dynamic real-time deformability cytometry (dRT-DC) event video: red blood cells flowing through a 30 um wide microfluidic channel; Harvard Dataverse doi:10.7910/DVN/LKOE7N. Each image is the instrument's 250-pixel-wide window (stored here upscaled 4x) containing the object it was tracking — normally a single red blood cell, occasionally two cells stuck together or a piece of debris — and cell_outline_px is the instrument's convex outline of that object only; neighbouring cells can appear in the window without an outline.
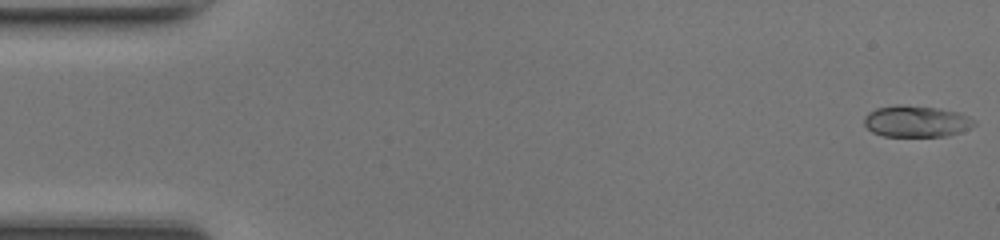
{"species": "common noctule bat (a hibernating species)", "species_latin": "Nyctalus noctula", "temperature_condition": "room temperature", "stored_images_in_passage": 43, "camera_frame_rate_fps": 3000, "um_per_image_px": 0.085, "animal": {"sex": "female", "body_mass_g": 17.0, "forearm_length_mm": 48.0}, "frame": {"image": 1, "passage_image": 1, "time_ms": 0.0, "image_size_px": [1000, 240], "cell_outline_px": [[976, 124], [972, 128], [948, 136], [884, 136], [872, 132], [864, 124], [864, 116], [868, 112], [876, 108], [896, 104], [900, 104], [940, 108], [960, 112], [976, 120]], "centroid_in_image_um": [77.91, 10.3], "position_along_channel_um": 7.1, "area_um2": 20.52}}
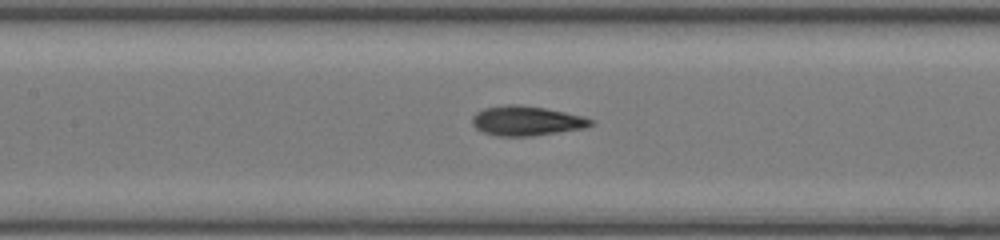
{"frame": {"image": 2, "passage_image": 22, "time_ms": 7.0, "image_size_px": [1000, 240], "cell_outline_px": [[596, 120], [592, 124], [584, 128], [532, 136], [496, 136], [484, 132], [476, 128], [472, 124], [472, 116], [476, 112], [484, 108], [508, 104], [520, 104], [544, 108], [584, 116]], "centroid_in_image_um": [44.74, 10.26], "position_along_channel_um": 162.7, "area_um2": 20.52}}
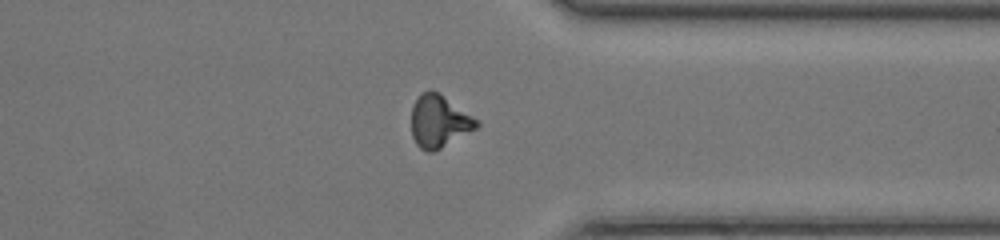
{"frame": {"image": 3, "passage_image": 37, "time_ms": 12.0, "image_size_px": [1000, 240], "cell_outline_px": [[480, 124], [476, 128], [440, 148], [432, 152], [428, 152], [420, 148], [416, 144], [412, 136], [412, 108], [416, 100], [424, 92], [440, 92], [480, 120]], "centroid_in_image_um": [37.35, 10.31], "position_along_channel_um": 374.0, "area_um2": 19.71}, "authors_computed_cell_mechanics": {"area_um2": 19.7098, "velocity_mm_per_s": 4.3244, "shape_relaxation_time_tau1_ms": 6.6832, "shape_relaxation_time_tau2_ms": 2.1389, "deformation_change_tau1": 0.2183, "deformation_change_tau2": 0.0854}}